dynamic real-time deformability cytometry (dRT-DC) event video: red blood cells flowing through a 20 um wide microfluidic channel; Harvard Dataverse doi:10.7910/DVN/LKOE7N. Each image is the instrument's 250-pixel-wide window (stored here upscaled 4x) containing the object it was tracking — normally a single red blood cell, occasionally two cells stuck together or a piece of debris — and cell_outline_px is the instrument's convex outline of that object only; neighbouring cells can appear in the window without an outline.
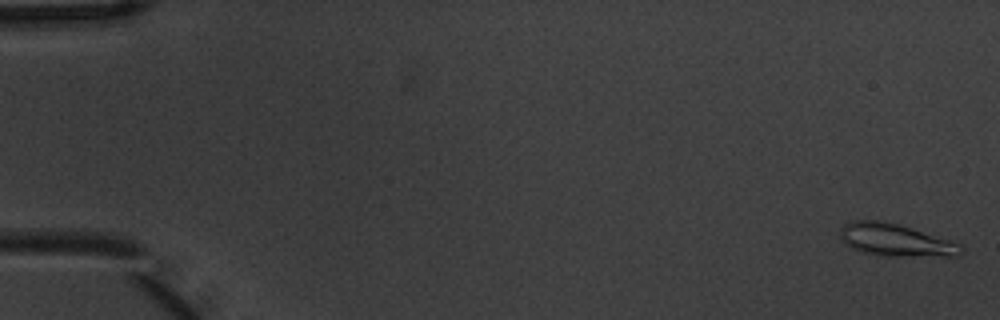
{"species": "common noctule bat (a hibernating species)", "species_latin": "Nyctalus noctula", "temperature_condition": "warm", "stored_images_in_passage": 5, "camera_frame_rate_fps": 3000, "um_per_image_px": 0.085, "animal": {"sex": "male", "body_mass_g": 20.1, "forearm_length_mm": 53.5}, "frame": {"image": 1, "passage_image": 1, "time_ms": 0.0, "image_size_px": [1000, 320], "cell_outline_px": [[964, 252], [960, 256], [880, 256], [864, 252], [852, 248], [844, 244], [840, 236], [840, 228], [844, 224], [852, 220], [876, 220], [900, 224], [964, 244]], "centroid_in_image_um": [76.17, 20.41], "position_along_channel_um": 8.8, "area_um2": 23.29}}
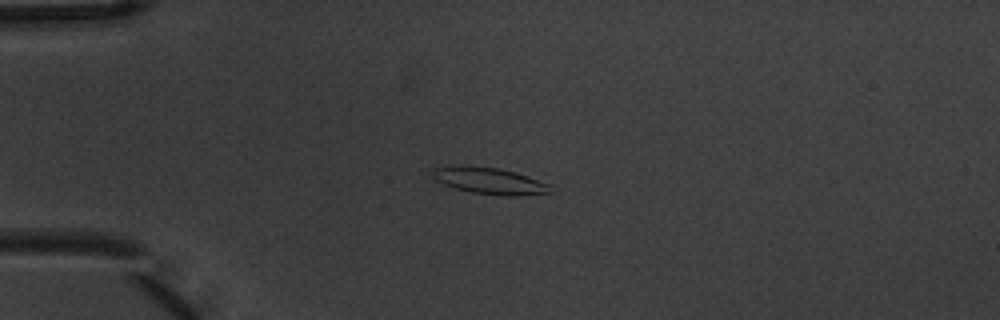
{"frame": {"image": 2, "passage_image": 4, "time_ms": 1.0, "image_size_px": [1000, 320], "cell_outline_px": [[552, 192], [516, 196], [504, 196], [472, 192], [456, 188], [444, 184], [436, 180], [432, 176], [432, 168], [456, 164], [500, 168], [516, 172], [552, 184]], "centroid_in_image_um": [41.62, 15.35], "position_along_channel_um": 43.4, "area_um2": 18.55}}